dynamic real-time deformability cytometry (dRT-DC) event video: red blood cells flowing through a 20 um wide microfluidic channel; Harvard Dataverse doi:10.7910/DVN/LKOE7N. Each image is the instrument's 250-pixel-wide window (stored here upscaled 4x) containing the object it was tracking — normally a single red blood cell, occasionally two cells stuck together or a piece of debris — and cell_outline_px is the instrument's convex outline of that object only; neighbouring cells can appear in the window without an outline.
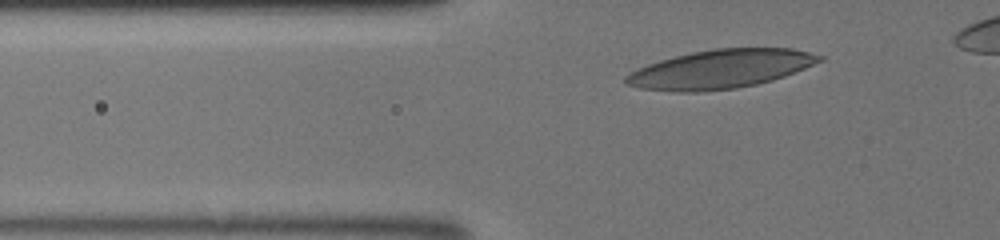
{"species": "human", "species_latin": "Homo sapiens", "temperature_condition": "room temperature", "stored_images_in_passage": 31, "camera_frame_rate_fps": 3000, "um_per_image_px": 0.085, "donor": {"sex": "male"}, "frame": {"image": 1, "passage_image": 6, "time_ms": 1.667, "image_size_px": [1000, 240], "cell_outline_px": [[824, 60], [784, 76], [772, 80], [756, 84], [736, 88], [700, 92], [676, 92], [640, 88], [624, 84], [624, 76], [648, 64], [660, 60], [692, 52], [716, 48], [792, 48], [824, 56]], "centroid_in_image_um": [61.23, 5.88], "position_along_channel_um": 64.6, "area_um2": 43.52}}
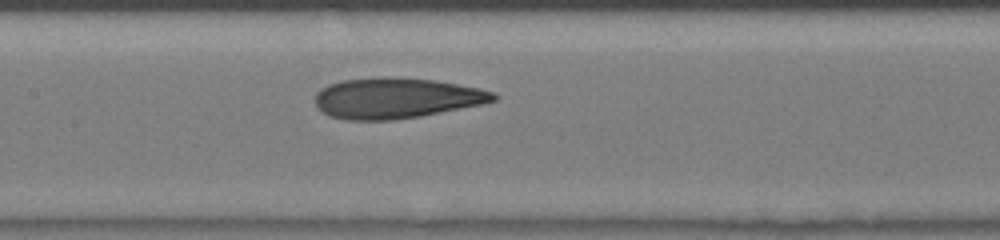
{"frame": {"image": 2, "passage_image": 14, "time_ms": 4.333, "image_size_px": [1000, 240], "cell_outline_px": [[500, 96], [496, 100], [480, 104], [420, 116], [396, 120], [348, 120], [328, 116], [316, 104], [316, 92], [320, 88], [328, 84], [344, 80], [372, 76], [388, 76], [436, 80], [480, 88], [492, 92]], "centroid_in_image_um": [33.66, 8.32], "position_along_channel_um": 173.7, "area_um2": 42.37}}
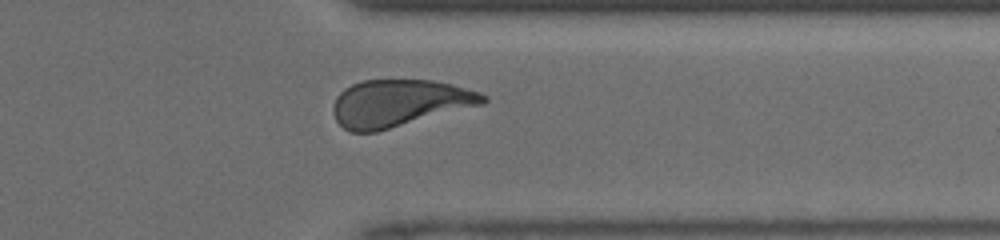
{"frame": {"image": 3, "passage_image": 27, "time_ms": 8.667, "image_size_px": [1000, 240], "cell_outline_px": [[488, 100], [484, 104], [376, 132], [352, 132], [344, 128], [336, 120], [332, 112], [332, 108], [336, 96], [344, 88], [352, 84], [364, 80], [432, 80], [452, 84], [480, 92], [488, 96]], "centroid_in_image_um": [33.94, 8.76], "position_along_channel_um": 377.5, "area_um2": 41.21}}